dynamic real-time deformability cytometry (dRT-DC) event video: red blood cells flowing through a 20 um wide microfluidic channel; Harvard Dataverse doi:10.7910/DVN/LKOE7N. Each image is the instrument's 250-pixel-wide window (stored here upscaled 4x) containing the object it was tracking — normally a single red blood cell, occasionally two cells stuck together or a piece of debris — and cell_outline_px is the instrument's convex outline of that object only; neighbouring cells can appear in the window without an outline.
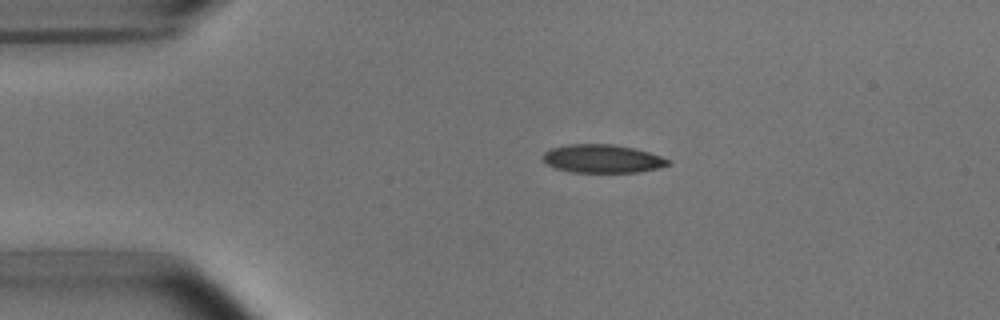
{"species": "common noctule bat (a hibernating species)", "species_latin": "Nyctalus noctula", "temperature_condition": "room temperature", "stored_images_in_passage": 3, "camera_frame_rate_fps": 3000, "um_per_image_px": 0.085, "animal": {"sex": "male", "body_mass_g": 15.6}, "frame": {"image": 1, "passage_image": 2, "time_ms": 1.0, "image_size_px": [1000, 320], "cell_outline_px": [[672, 164], [656, 168], [636, 172], [572, 172], [556, 168], [548, 164], [544, 160], [544, 152], [552, 148], [568, 144], [612, 144], [636, 148], [672, 160]], "centroid_in_image_um": [51.24, 13.48], "position_along_channel_um": 33.8, "area_um2": 20.52}}